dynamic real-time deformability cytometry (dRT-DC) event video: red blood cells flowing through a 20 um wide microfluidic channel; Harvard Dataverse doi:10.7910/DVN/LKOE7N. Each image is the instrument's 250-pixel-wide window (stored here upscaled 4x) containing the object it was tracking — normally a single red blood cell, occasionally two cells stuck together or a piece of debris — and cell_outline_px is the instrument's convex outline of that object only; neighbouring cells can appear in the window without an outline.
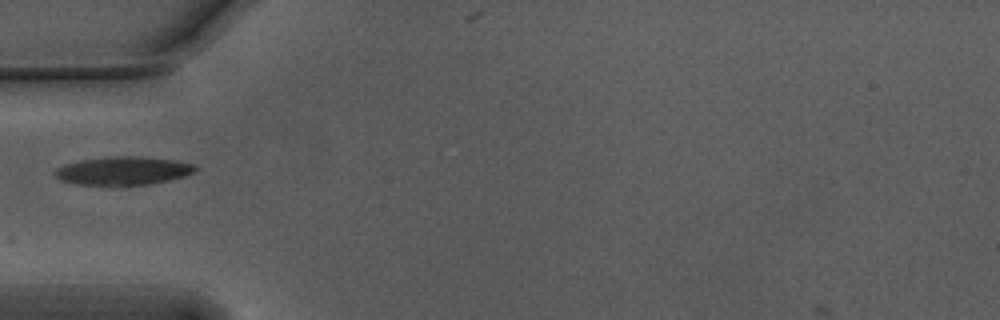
{"species": "Egyptian fruit bat (a non-hibernating species)", "species_latin": "Rousettus aegyptiacus", "temperature_condition": "warm", "stored_images_in_passage": 14, "camera_frame_rate_fps": 3000, "um_per_image_px": 0.085, "animal": {"sex": "male"}, "frame": {"image": 1, "passage_image": 1, "time_ms": 0.0, "image_size_px": [1000, 320], "cell_outline_px": [[200, 168], [196, 172], [184, 176], [168, 180], [148, 184], [76, 184], [60, 180], [52, 172], [56, 168], [64, 164], [80, 160], [112, 156], [132, 156], [172, 160], [196, 164]], "centroid_in_image_um": [10.48, 14.5], "position_along_channel_um": 74.5, "area_um2": 22.95}}
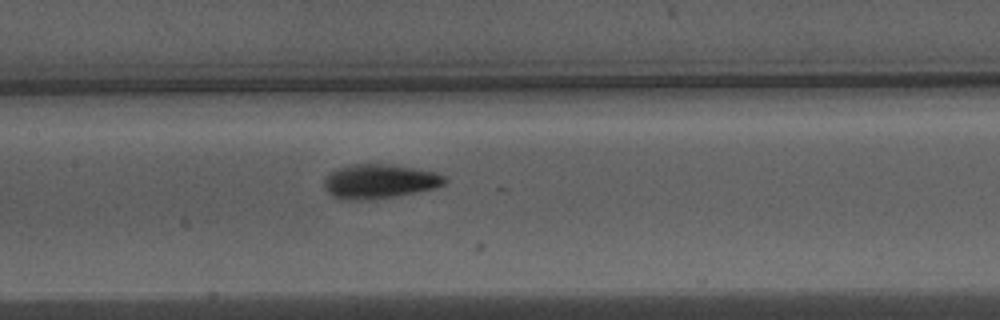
{"frame": {"image": 2, "passage_image": 9, "time_ms": 2.667, "image_size_px": [1000, 320], "cell_outline_px": [[448, 180], [444, 184], [436, 188], [396, 196], [368, 200], [348, 200], [332, 196], [324, 188], [324, 176], [328, 172], [336, 168], [352, 164], [392, 164], [436, 172], [444, 176]], "centroid_in_image_um": [32.22, 15.41], "position_along_channel_um": 175.2, "area_um2": 24.39}}
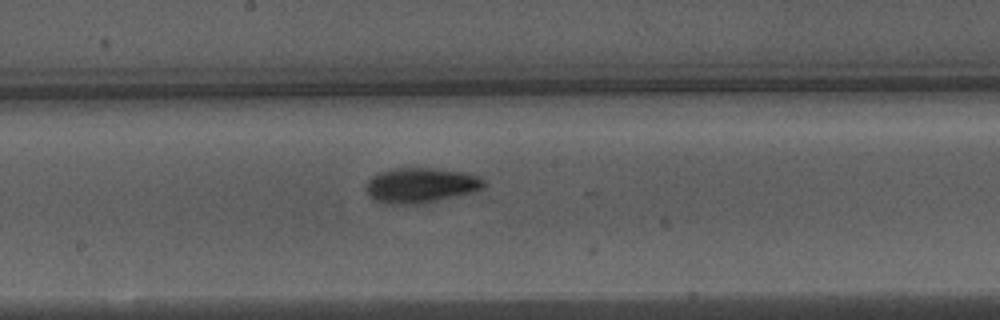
{"frame": {"image": 3, "passage_image": 12, "time_ms": 3.667, "image_size_px": [1000, 320], "cell_outline_px": [[484, 188], [472, 192], [436, 200], [408, 204], [384, 204], [376, 200], [368, 192], [368, 180], [372, 176], [380, 172], [392, 168], [432, 168], [468, 172], [484, 180]], "centroid_in_image_um": [35.78, 15.73], "position_along_channel_um": 212.4, "area_um2": 23.64}}